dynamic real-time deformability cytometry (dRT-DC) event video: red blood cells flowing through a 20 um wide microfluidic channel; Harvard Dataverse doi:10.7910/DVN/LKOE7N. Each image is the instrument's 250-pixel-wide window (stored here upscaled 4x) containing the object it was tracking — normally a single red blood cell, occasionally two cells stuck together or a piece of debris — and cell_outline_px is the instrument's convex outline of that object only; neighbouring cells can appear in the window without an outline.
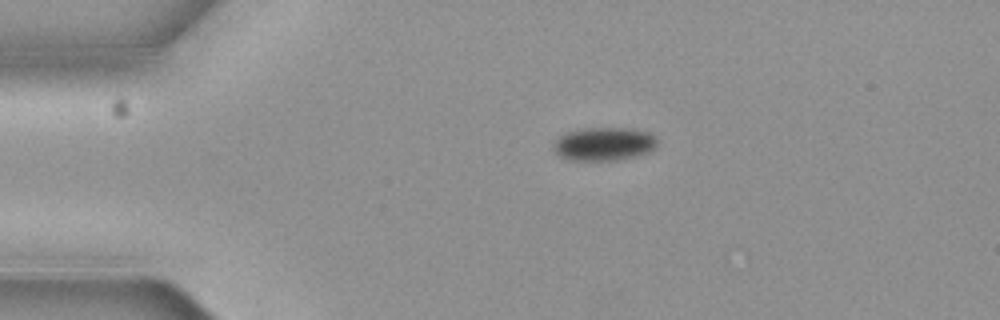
{"species": "common noctule bat (a hibernating species)", "species_latin": "Nyctalus noctula", "temperature_condition": "cold", "stored_images_in_passage": 3, "camera_frame_rate_fps": 3000, "um_per_image_px": 0.085, "animal": {"sex": "female", "body_mass_g": 19.3, "forearm_length_mm": 54.1}, "frame": {"image": 1, "passage_image": 1, "time_ms": 0.0, "image_size_px": [1000, 320], "cell_outline_px": [[656, 144], [648, 152], [636, 156], [616, 160], [568, 160], [560, 156], [552, 148], [552, 144], [560, 136], [568, 132], [584, 128], [628, 128], [648, 132], [656, 136]], "centroid_in_image_um": [51.31, 12.23], "position_along_channel_um": 33.7, "area_um2": 20.06}}
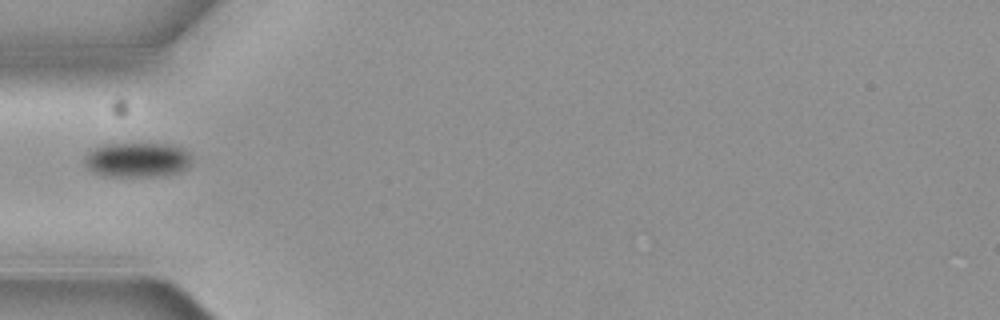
{"frame": {"image": 2, "passage_image": 3, "time_ms": 0.667, "image_size_px": [1000, 320], "cell_outline_px": [[192, 160], [188, 168], [180, 172], [156, 176], [104, 176], [92, 172], [84, 164], [84, 160], [88, 152], [104, 144], [172, 144], [184, 148], [192, 156]], "centroid_in_image_um": [11.7, 13.59], "position_along_channel_um": 73.3, "area_um2": 21.85}}